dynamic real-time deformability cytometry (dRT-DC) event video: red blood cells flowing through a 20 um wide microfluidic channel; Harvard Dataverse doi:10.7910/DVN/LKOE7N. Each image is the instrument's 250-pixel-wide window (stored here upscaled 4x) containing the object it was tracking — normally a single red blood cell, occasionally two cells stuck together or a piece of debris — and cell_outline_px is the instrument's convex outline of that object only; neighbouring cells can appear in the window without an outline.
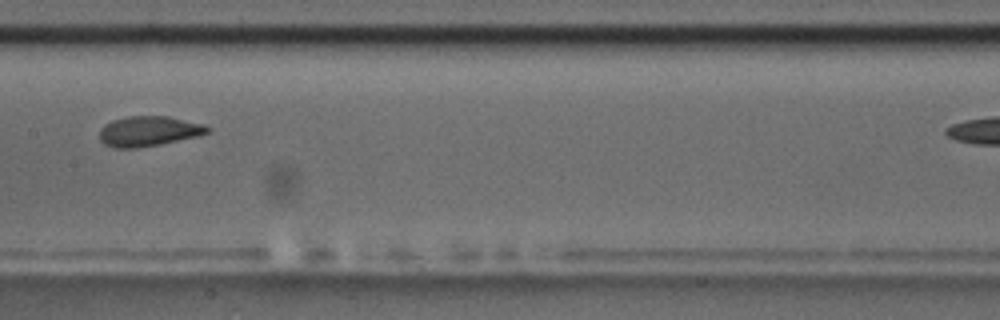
{"species": "common noctule bat (a hibernating species)", "species_latin": "Nyctalus noctula", "temperature_condition": "room temperature", "stored_images_in_passage": 5, "camera_frame_rate_fps": 3000, "um_per_image_px": 0.085, "animal": {"sex": "male", "body_mass_g": 17.5, "forearm_length_mm": 52.3}, "frame": {"image": 1, "passage_image": 4, "time_ms": 3.667, "image_size_px": [1000, 320], "cell_outline_px": [[212, 128], [208, 132], [200, 136], [160, 144], [136, 148], [112, 148], [104, 144], [100, 140], [100, 128], [104, 124], [112, 120], [128, 116], [168, 116], [204, 124]], "centroid_in_image_um": [12.64, 11.15], "position_along_channel_um": 194.8, "area_um2": 19.13}}